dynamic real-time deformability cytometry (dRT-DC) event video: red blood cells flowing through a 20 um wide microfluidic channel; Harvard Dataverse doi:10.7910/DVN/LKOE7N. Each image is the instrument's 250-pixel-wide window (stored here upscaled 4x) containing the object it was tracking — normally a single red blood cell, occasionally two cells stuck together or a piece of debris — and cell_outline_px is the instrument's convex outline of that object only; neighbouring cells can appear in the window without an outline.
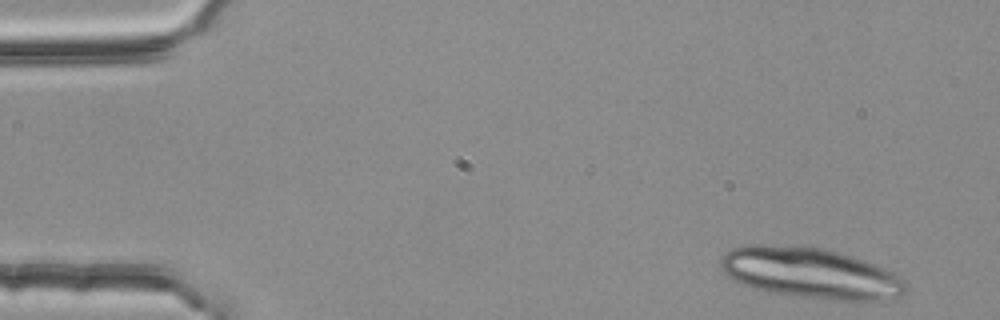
{"species": "common noctule bat (a hibernating species)", "species_latin": "Nyctalus noctula", "temperature_condition": "room temperature", "stored_images_in_passage": 20, "camera_frame_rate_fps": 3000, "um_per_image_px": 0.085, "animal": {"sex": "female", "body_mass_g": 25.1}, "frame": {"image": 1, "passage_image": 1, "time_ms": 0.0, "image_size_px": [1000, 320], "cell_outline_px": [[908, 292], [900, 296], [880, 300], [836, 300], [804, 296], [776, 292], [752, 288], [732, 280], [720, 268], [720, 260], [732, 248], [748, 244], [804, 244], [824, 248], [852, 256], [864, 260], [884, 268], [900, 276], [908, 284]], "centroid_in_image_um": [68.9, 23.18], "position_along_channel_um": 16.1, "area_um2": 55.03}}